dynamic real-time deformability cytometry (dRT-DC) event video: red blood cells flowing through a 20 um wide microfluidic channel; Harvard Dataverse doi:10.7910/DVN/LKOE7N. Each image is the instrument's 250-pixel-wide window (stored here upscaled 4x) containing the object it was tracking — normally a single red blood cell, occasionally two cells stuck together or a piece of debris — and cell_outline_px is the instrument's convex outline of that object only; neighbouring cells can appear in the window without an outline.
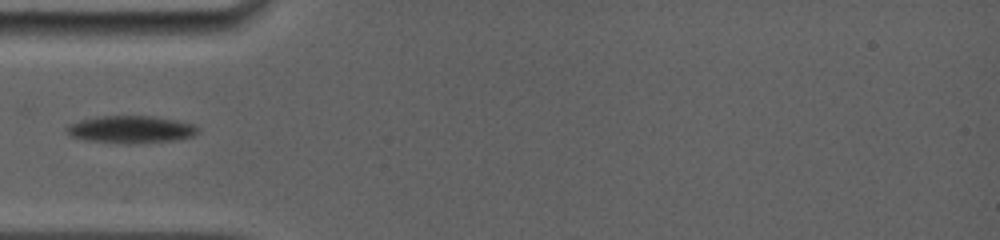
{"species": "common noctule bat (a hibernating species)", "species_latin": "Nyctalus noctula", "temperature_condition": "room temperature", "stored_images_in_passage": 6, "camera_frame_rate_fps": 5000, "um_per_image_px": 0.085, "animal": {"sex": "female", "body_mass_g": 19.0, "forearm_length_mm": 56.7}, "frame": {"image": 1, "passage_image": 1, "time_ms": 0.0, "image_size_px": [1000, 240], "cell_outline_px": [[200, 132], [192, 136], [176, 140], [84, 140], [72, 136], [64, 128], [68, 124], [80, 120], [96, 116], [156, 116], [196, 124], [200, 128]], "centroid_in_image_um": [11.17, 10.93], "position_along_channel_um": 73.8, "area_um2": 19.88}}